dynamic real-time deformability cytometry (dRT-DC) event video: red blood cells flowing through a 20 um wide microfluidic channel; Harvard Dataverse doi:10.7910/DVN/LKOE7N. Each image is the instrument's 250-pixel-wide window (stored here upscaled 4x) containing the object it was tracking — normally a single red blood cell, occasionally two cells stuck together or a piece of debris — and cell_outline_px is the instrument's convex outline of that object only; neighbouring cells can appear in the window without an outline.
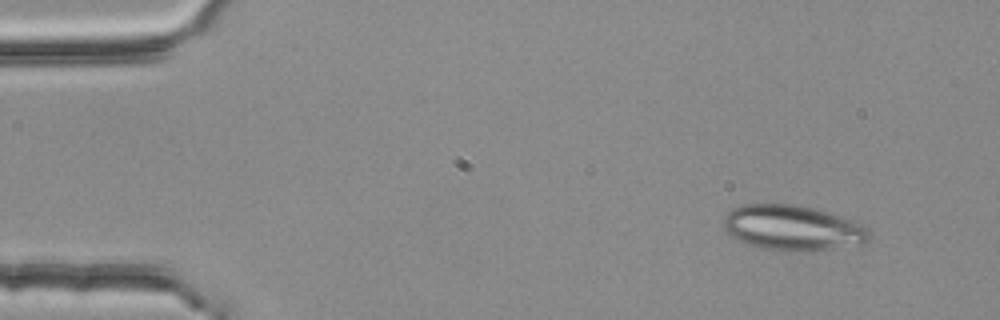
{"species": "common noctule bat (a hibernating species)", "species_latin": "Nyctalus noctula", "temperature_condition": "room temperature", "stored_images_in_passage": 4, "camera_frame_rate_fps": 3000, "um_per_image_px": 0.085, "animal": {"sex": "female", "body_mass_g": 25.1}, "frame": {"image": 1, "passage_image": 1, "time_ms": 0.0, "image_size_px": [1000, 320], "cell_outline_px": [[872, 232], [868, 240], [860, 244], [812, 252], [784, 252], [760, 248], [748, 244], [732, 236], [724, 228], [724, 216], [728, 212], [744, 204], [792, 204], [812, 208], [840, 216], [860, 224]], "centroid_in_image_um": [67.38, 19.4], "position_along_channel_um": 17.6, "area_um2": 38.44}}